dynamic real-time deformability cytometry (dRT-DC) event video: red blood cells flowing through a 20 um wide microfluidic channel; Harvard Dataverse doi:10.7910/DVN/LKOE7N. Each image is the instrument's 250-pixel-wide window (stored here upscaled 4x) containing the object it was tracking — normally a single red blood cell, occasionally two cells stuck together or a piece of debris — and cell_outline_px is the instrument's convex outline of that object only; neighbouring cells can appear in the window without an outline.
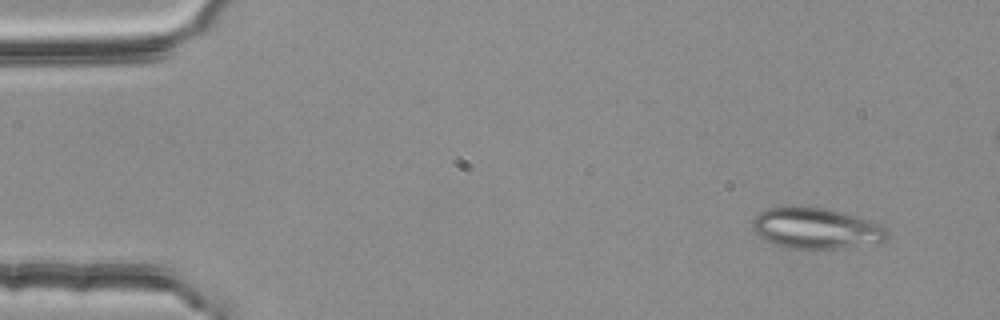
{"species": "common noctule bat (a hibernating species)", "species_latin": "Nyctalus noctula", "temperature_condition": "room temperature", "stored_images_in_passage": 4, "camera_frame_rate_fps": 3000, "um_per_image_px": 0.085, "animal": {"sex": "female", "body_mass_g": 25.1}, "frame": {"image": 1, "passage_image": 1, "time_ms": 0.0, "image_size_px": [1000, 320], "cell_outline_px": [[888, 240], [844, 248], [784, 248], [764, 240], [752, 228], [752, 220], [760, 212], [768, 208], [792, 204], [824, 208], [840, 212], [876, 224], [884, 228], [888, 232]], "centroid_in_image_um": [69.27, 19.39], "position_along_channel_um": 15.7, "area_um2": 31.96}}